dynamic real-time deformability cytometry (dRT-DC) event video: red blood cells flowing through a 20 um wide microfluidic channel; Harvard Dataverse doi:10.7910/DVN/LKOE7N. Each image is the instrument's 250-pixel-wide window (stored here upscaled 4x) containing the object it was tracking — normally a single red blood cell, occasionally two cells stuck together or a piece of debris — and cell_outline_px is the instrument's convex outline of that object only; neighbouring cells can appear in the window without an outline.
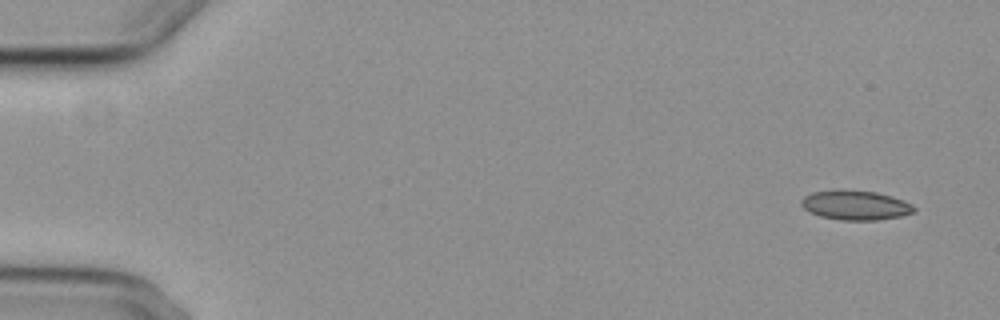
{"species": "common noctule bat (a hibernating species)", "species_latin": "Nyctalus noctula", "temperature_condition": "cold", "stored_images_in_passage": 7, "camera_frame_rate_fps": 3000, "um_per_image_px": 0.085, "animal": {"sex": "female", "body_mass_g": 29.2, "forearm_length_mm": 56.3}, "frame": {"image": 1, "passage_image": 1, "time_ms": 0.0, "image_size_px": [1000, 320], "cell_outline_px": [[916, 212], [900, 216], [876, 220], [840, 220], [820, 216], [808, 212], [800, 204], [800, 200], [804, 196], [812, 192], [844, 188], [876, 192], [892, 196], [912, 204], [916, 208]], "centroid_in_image_um": [72.69, 17.42], "position_along_channel_um": 12.3, "area_um2": 19.77}}
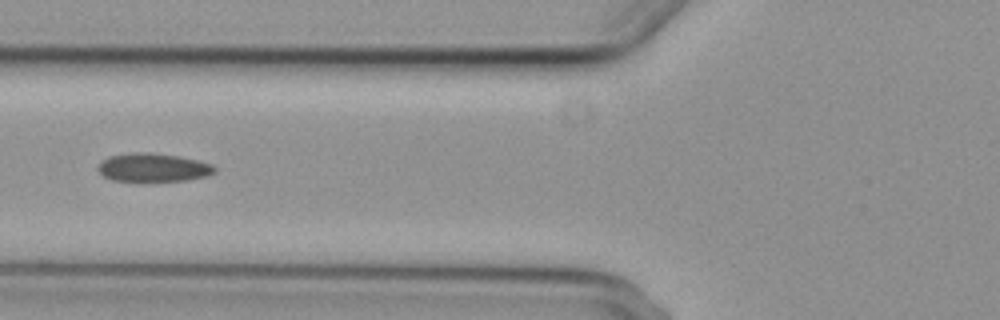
{"frame": {"image": 2, "passage_image": 5, "time_ms": 6.333, "image_size_px": [1000, 320], "cell_outline_px": [[216, 172], [208, 176], [184, 180], [112, 180], [104, 176], [96, 168], [100, 160], [112, 156], [132, 152], [152, 152], [180, 156], [212, 164], [216, 168]], "centroid_in_image_um": [13.02, 14.22], "position_along_channel_um": 112.8, "area_um2": 19.19}}
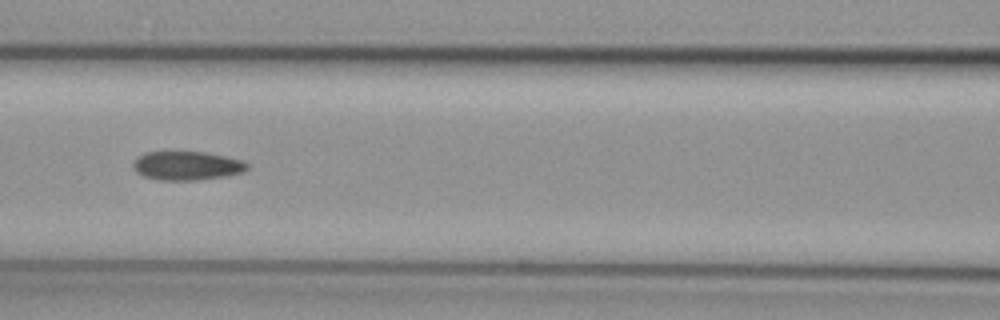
{"frame": {"image": 3, "passage_image": 6, "time_ms": 7.333, "image_size_px": [1000, 320], "cell_outline_px": [[248, 168], [244, 172], [228, 176], [200, 180], [156, 180], [144, 176], [136, 172], [132, 168], [132, 164], [136, 156], [144, 152], [204, 152], [244, 160], [248, 164]], "centroid_in_image_um": [15.87, 14.09], "position_along_channel_um": 150.7, "area_um2": 19.48}}